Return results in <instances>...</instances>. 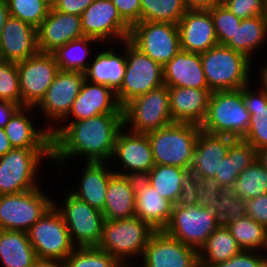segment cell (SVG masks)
Segmentation results:
<instances>
[{"label":"cell","instance_id":"6da1fadb","mask_svg":"<svg viewBox=\"0 0 267 267\" xmlns=\"http://www.w3.org/2000/svg\"><path fill=\"white\" fill-rule=\"evenodd\" d=\"M124 127L123 114H100L72 121L64 127H49L52 138V160L57 164L77 155L86 162H108L112 159L116 137Z\"/></svg>","mask_w":267,"mask_h":267},{"label":"cell","instance_id":"7a4b0ae2","mask_svg":"<svg viewBox=\"0 0 267 267\" xmlns=\"http://www.w3.org/2000/svg\"><path fill=\"white\" fill-rule=\"evenodd\" d=\"M250 116L243 100V87L240 90L212 91L200 128L208 134L242 139L247 134Z\"/></svg>","mask_w":267,"mask_h":267},{"label":"cell","instance_id":"3957f363","mask_svg":"<svg viewBox=\"0 0 267 267\" xmlns=\"http://www.w3.org/2000/svg\"><path fill=\"white\" fill-rule=\"evenodd\" d=\"M200 56L211 91L240 90L250 84L251 60L242 53L225 45H217Z\"/></svg>","mask_w":267,"mask_h":267},{"label":"cell","instance_id":"277c9868","mask_svg":"<svg viewBox=\"0 0 267 267\" xmlns=\"http://www.w3.org/2000/svg\"><path fill=\"white\" fill-rule=\"evenodd\" d=\"M200 131L199 125L173 122L148 132L154 163L189 170Z\"/></svg>","mask_w":267,"mask_h":267},{"label":"cell","instance_id":"5b68a950","mask_svg":"<svg viewBox=\"0 0 267 267\" xmlns=\"http://www.w3.org/2000/svg\"><path fill=\"white\" fill-rule=\"evenodd\" d=\"M155 230L140 218L104 220L101 239L97 248L110 253L123 267L130 257H142L145 247ZM126 259V260H125Z\"/></svg>","mask_w":267,"mask_h":267},{"label":"cell","instance_id":"8992f818","mask_svg":"<svg viewBox=\"0 0 267 267\" xmlns=\"http://www.w3.org/2000/svg\"><path fill=\"white\" fill-rule=\"evenodd\" d=\"M52 160V148H13L0 157V195L35 189L41 158Z\"/></svg>","mask_w":267,"mask_h":267},{"label":"cell","instance_id":"52a82bcc","mask_svg":"<svg viewBox=\"0 0 267 267\" xmlns=\"http://www.w3.org/2000/svg\"><path fill=\"white\" fill-rule=\"evenodd\" d=\"M164 85L163 67L126 40V67L116 97L123 108L134 98Z\"/></svg>","mask_w":267,"mask_h":267},{"label":"cell","instance_id":"ba28073f","mask_svg":"<svg viewBox=\"0 0 267 267\" xmlns=\"http://www.w3.org/2000/svg\"><path fill=\"white\" fill-rule=\"evenodd\" d=\"M122 109L124 128L131 124L129 131L134 133L147 134L173 123L165 84L134 98Z\"/></svg>","mask_w":267,"mask_h":267},{"label":"cell","instance_id":"9c48e42d","mask_svg":"<svg viewBox=\"0 0 267 267\" xmlns=\"http://www.w3.org/2000/svg\"><path fill=\"white\" fill-rule=\"evenodd\" d=\"M27 233L38 259L65 260L76 249L64 218L54 205Z\"/></svg>","mask_w":267,"mask_h":267},{"label":"cell","instance_id":"30bf717a","mask_svg":"<svg viewBox=\"0 0 267 267\" xmlns=\"http://www.w3.org/2000/svg\"><path fill=\"white\" fill-rule=\"evenodd\" d=\"M53 205L54 201L40 187L0 195V230L28 232Z\"/></svg>","mask_w":267,"mask_h":267},{"label":"cell","instance_id":"8fae6325","mask_svg":"<svg viewBox=\"0 0 267 267\" xmlns=\"http://www.w3.org/2000/svg\"><path fill=\"white\" fill-rule=\"evenodd\" d=\"M128 40L162 67L180 50L177 24L167 22H138L130 27Z\"/></svg>","mask_w":267,"mask_h":267},{"label":"cell","instance_id":"7c38bea8","mask_svg":"<svg viewBox=\"0 0 267 267\" xmlns=\"http://www.w3.org/2000/svg\"><path fill=\"white\" fill-rule=\"evenodd\" d=\"M219 226V219L211 209L197 205L194 207L174 206L171 220L164 231L183 244L199 251Z\"/></svg>","mask_w":267,"mask_h":267},{"label":"cell","instance_id":"4fadbf2b","mask_svg":"<svg viewBox=\"0 0 267 267\" xmlns=\"http://www.w3.org/2000/svg\"><path fill=\"white\" fill-rule=\"evenodd\" d=\"M64 206L55 208L62 214L71 240L78 247H97L101 239L104 215L70 191L65 195Z\"/></svg>","mask_w":267,"mask_h":267},{"label":"cell","instance_id":"5bb4252c","mask_svg":"<svg viewBox=\"0 0 267 267\" xmlns=\"http://www.w3.org/2000/svg\"><path fill=\"white\" fill-rule=\"evenodd\" d=\"M22 107H35L45 96L59 71L52 53L38 52L31 58L17 63Z\"/></svg>","mask_w":267,"mask_h":267},{"label":"cell","instance_id":"9a60e30c","mask_svg":"<svg viewBox=\"0 0 267 267\" xmlns=\"http://www.w3.org/2000/svg\"><path fill=\"white\" fill-rule=\"evenodd\" d=\"M81 28L84 36L100 42L108 40L111 43L113 37L122 42L130 33V26L121 18L111 0H94L81 14Z\"/></svg>","mask_w":267,"mask_h":267},{"label":"cell","instance_id":"2e32d148","mask_svg":"<svg viewBox=\"0 0 267 267\" xmlns=\"http://www.w3.org/2000/svg\"><path fill=\"white\" fill-rule=\"evenodd\" d=\"M84 81L85 74L82 72L59 70L45 96L35 107H39L49 122L53 119L55 123H63Z\"/></svg>","mask_w":267,"mask_h":267},{"label":"cell","instance_id":"e0dca14e","mask_svg":"<svg viewBox=\"0 0 267 267\" xmlns=\"http://www.w3.org/2000/svg\"><path fill=\"white\" fill-rule=\"evenodd\" d=\"M142 257L144 267H199L198 251L164 230L154 232Z\"/></svg>","mask_w":267,"mask_h":267},{"label":"cell","instance_id":"ac0fdd59","mask_svg":"<svg viewBox=\"0 0 267 267\" xmlns=\"http://www.w3.org/2000/svg\"><path fill=\"white\" fill-rule=\"evenodd\" d=\"M123 129L124 127L116 137L115 149L111 160L118 158L124 172H114L136 178H144L155 166L150 141L147 134L134 133L132 131L125 133Z\"/></svg>","mask_w":267,"mask_h":267},{"label":"cell","instance_id":"d6986e66","mask_svg":"<svg viewBox=\"0 0 267 267\" xmlns=\"http://www.w3.org/2000/svg\"><path fill=\"white\" fill-rule=\"evenodd\" d=\"M181 50L203 53L219 45L207 8L188 9L178 22Z\"/></svg>","mask_w":267,"mask_h":267},{"label":"cell","instance_id":"ffe728a7","mask_svg":"<svg viewBox=\"0 0 267 267\" xmlns=\"http://www.w3.org/2000/svg\"><path fill=\"white\" fill-rule=\"evenodd\" d=\"M81 16L50 9L37 28V46L41 53H52L58 47L83 37Z\"/></svg>","mask_w":267,"mask_h":267},{"label":"cell","instance_id":"44dd1931","mask_svg":"<svg viewBox=\"0 0 267 267\" xmlns=\"http://www.w3.org/2000/svg\"><path fill=\"white\" fill-rule=\"evenodd\" d=\"M38 52L37 29L9 16L0 35V59L18 63Z\"/></svg>","mask_w":267,"mask_h":267},{"label":"cell","instance_id":"7402d4cb","mask_svg":"<svg viewBox=\"0 0 267 267\" xmlns=\"http://www.w3.org/2000/svg\"><path fill=\"white\" fill-rule=\"evenodd\" d=\"M100 114H123V109L113 89L85 79L67 117L73 116L75 120L72 122Z\"/></svg>","mask_w":267,"mask_h":267},{"label":"cell","instance_id":"603a6c76","mask_svg":"<svg viewBox=\"0 0 267 267\" xmlns=\"http://www.w3.org/2000/svg\"><path fill=\"white\" fill-rule=\"evenodd\" d=\"M235 138L230 136L199 133L189 171L197 178L215 177L219 174L220 162L227 155Z\"/></svg>","mask_w":267,"mask_h":267},{"label":"cell","instance_id":"cb8c5ba5","mask_svg":"<svg viewBox=\"0 0 267 267\" xmlns=\"http://www.w3.org/2000/svg\"><path fill=\"white\" fill-rule=\"evenodd\" d=\"M174 204L162 197L144 178H136L135 216L149 224L155 231L169 224Z\"/></svg>","mask_w":267,"mask_h":267},{"label":"cell","instance_id":"d4e9b609","mask_svg":"<svg viewBox=\"0 0 267 267\" xmlns=\"http://www.w3.org/2000/svg\"><path fill=\"white\" fill-rule=\"evenodd\" d=\"M171 118L173 122L201 126L207 111L210 89L168 87Z\"/></svg>","mask_w":267,"mask_h":267},{"label":"cell","instance_id":"484cf974","mask_svg":"<svg viewBox=\"0 0 267 267\" xmlns=\"http://www.w3.org/2000/svg\"><path fill=\"white\" fill-rule=\"evenodd\" d=\"M163 81L167 87L209 89L200 53L180 50L163 66Z\"/></svg>","mask_w":267,"mask_h":267},{"label":"cell","instance_id":"4316f807","mask_svg":"<svg viewBox=\"0 0 267 267\" xmlns=\"http://www.w3.org/2000/svg\"><path fill=\"white\" fill-rule=\"evenodd\" d=\"M135 190L136 177L114 173L107 187L104 219L115 221L135 216Z\"/></svg>","mask_w":267,"mask_h":267},{"label":"cell","instance_id":"83f0119b","mask_svg":"<svg viewBox=\"0 0 267 267\" xmlns=\"http://www.w3.org/2000/svg\"><path fill=\"white\" fill-rule=\"evenodd\" d=\"M33 106L19 107L3 128L13 148H52L51 132L35 127L28 119L27 111ZM26 114V115H25Z\"/></svg>","mask_w":267,"mask_h":267},{"label":"cell","instance_id":"f1b7e54d","mask_svg":"<svg viewBox=\"0 0 267 267\" xmlns=\"http://www.w3.org/2000/svg\"><path fill=\"white\" fill-rule=\"evenodd\" d=\"M104 162H86L84 173L78 186L80 189L70 191L77 198L91 207L103 211L110 177L115 173L105 168Z\"/></svg>","mask_w":267,"mask_h":267},{"label":"cell","instance_id":"f546056e","mask_svg":"<svg viewBox=\"0 0 267 267\" xmlns=\"http://www.w3.org/2000/svg\"><path fill=\"white\" fill-rule=\"evenodd\" d=\"M124 55H116L114 50L109 49L99 52L93 63H89L85 79L96 84L107 85L115 92L120 88L126 67V40L122 41Z\"/></svg>","mask_w":267,"mask_h":267},{"label":"cell","instance_id":"4dcf8cb0","mask_svg":"<svg viewBox=\"0 0 267 267\" xmlns=\"http://www.w3.org/2000/svg\"><path fill=\"white\" fill-rule=\"evenodd\" d=\"M249 88L250 84L243 87V100L251 116L242 139L258 150L267 146V94L262 87L255 93Z\"/></svg>","mask_w":267,"mask_h":267},{"label":"cell","instance_id":"1f68e13d","mask_svg":"<svg viewBox=\"0 0 267 267\" xmlns=\"http://www.w3.org/2000/svg\"><path fill=\"white\" fill-rule=\"evenodd\" d=\"M37 260L27 232L0 230V261L3 267H34Z\"/></svg>","mask_w":267,"mask_h":267},{"label":"cell","instance_id":"d6a6232c","mask_svg":"<svg viewBox=\"0 0 267 267\" xmlns=\"http://www.w3.org/2000/svg\"><path fill=\"white\" fill-rule=\"evenodd\" d=\"M257 158V150L243 139H235L227 155L220 162L216 180L224 189H231L238 175L248 168Z\"/></svg>","mask_w":267,"mask_h":267},{"label":"cell","instance_id":"836d02e7","mask_svg":"<svg viewBox=\"0 0 267 267\" xmlns=\"http://www.w3.org/2000/svg\"><path fill=\"white\" fill-rule=\"evenodd\" d=\"M242 249L227 226H220L198 251L199 267H212L239 254Z\"/></svg>","mask_w":267,"mask_h":267},{"label":"cell","instance_id":"e575fe53","mask_svg":"<svg viewBox=\"0 0 267 267\" xmlns=\"http://www.w3.org/2000/svg\"><path fill=\"white\" fill-rule=\"evenodd\" d=\"M267 38V15L242 19L234 36L225 45L252 60V53L262 46Z\"/></svg>","mask_w":267,"mask_h":267},{"label":"cell","instance_id":"d590c367","mask_svg":"<svg viewBox=\"0 0 267 267\" xmlns=\"http://www.w3.org/2000/svg\"><path fill=\"white\" fill-rule=\"evenodd\" d=\"M190 171L177 166L158 165L144 177L157 192L173 204L181 191V182Z\"/></svg>","mask_w":267,"mask_h":267},{"label":"cell","instance_id":"8d00e7d4","mask_svg":"<svg viewBox=\"0 0 267 267\" xmlns=\"http://www.w3.org/2000/svg\"><path fill=\"white\" fill-rule=\"evenodd\" d=\"M93 42L97 43L100 41L83 36L58 47L52 54L59 70L85 73L89 66V63L86 61V57L89 54L88 46L89 43L92 44Z\"/></svg>","mask_w":267,"mask_h":267},{"label":"cell","instance_id":"74e56055","mask_svg":"<svg viewBox=\"0 0 267 267\" xmlns=\"http://www.w3.org/2000/svg\"><path fill=\"white\" fill-rule=\"evenodd\" d=\"M227 227L242 250L267 249V229L251 217L247 215L239 217Z\"/></svg>","mask_w":267,"mask_h":267},{"label":"cell","instance_id":"f35d334b","mask_svg":"<svg viewBox=\"0 0 267 267\" xmlns=\"http://www.w3.org/2000/svg\"><path fill=\"white\" fill-rule=\"evenodd\" d=\"M231 190L244 201L266 194L267 170L256 159L238 175Z\"/></svg>","mask_w":267,"mask_h":267},{"label":"cell","instance_id":"ab89813d","mask_svg":"<svg viewBox=\"0 0 267 267\" xmlns=\"http://www.w3.org/2000/svg\"><path fill=\"white\" fill-rule=\"evenodd\" d=\"M140 22H167L178 24L188 10L183 0H140Z\"/></svg>","mask_w":267,"mask_h":267},{"label":"cell","instance_id":"60d3db41","mask_svg":"<svg viewBox=\"0 0 267 267\" xmlns=\"http://www.w3.org/2000/svg\"><path fill=\"white\" fill-rule=\"evenodd\" d=\"M9 16L38 28L48 16L51 7L45 0H6Z\"/></svg>","mask_w":267,"mask_h":267},{"label":"cell","instance_id":"b9f144b4","mask_svg":"<svg viewBox=\"0 0 267 267\" xmlns=\"http://www.w3.org/2000/svg\"><path fill=\"white\" fill-rule=\"evenodd\" d=\"M64 261L66 267H123L110 253L97 247H76Z\"/></svg>","mask_w":267,"mask_h":267},{"label":"cell","instance_id":"7bdbcfd3","mask_svg":"<svg viewBox=\"0 0 267 267\" xmlns=\"http://www.w3.org/2000/svg\"><path fill=\"white\" fill-rule=\"evenodd\" d=\"M212 16L219 45H226L234 36L241 19L230 12L222 3L207 8Z\"/></svg>","mask_w":267,"mask_h":267},{"label":"cell","instance_id":"ee69618b","mask_svg":"<svg viewBox=\"0 0 267 267\" xmlns=\"http://www.w3.org/2000/svg\"><path fill=\"white\" fill-rule=\"evenodd\" d=\"M0 101L12 102L22 107L17 63L0 59Z\"/></svg>","mask_w":267,"mask_h":267},{"label":"cell","instance_id":"f6af8a7d","mask_svg":"<svg viewBox=\"0 0 267 267\" xmlns=\"http://www.w3.org/2000/svg\"><path fill=\"white\" fill-rule=\"evenodd\" d=\"M245 201L233 194L231 189H224L217 199L216 209L213 210L219 223L227 226L237 218L245 216Z\"/></svg>","mask_w":267,"mask_h":267},{"label":"cell","instance_id":"bcb514c9","mask_svg":"<svg viewBox=\"0 0 267 267\" xmlns=\"http://www.w3.org/2000/svg\"><path fill=\"white\" fill-rule=\"evenodd\" d=\"M196 183L197 206L211 209H216L217 199H219L224 188L216 180L215 177L199 178Z\"/></svg>","mask_w":267,"mask_h":267},{"label":"cell","instance_id":"7dc6e473","mask_svg":"<svg viewBox=\"0 0 267 267\" xmlns=\"http://www.w3.org/2000/svg\"><path fill=\"white\" fill-rule=\"evenodd\" d=\"M221 3L241 20L267 15V0H223Z\"/></svg>","mask_w":267,"mask_h":267},{"label":"cell","instance_id":"c3c4849f","mask_svg":"<svg viewBox=\"0 0 267 267\" xmlns=\"http://www.w3.org/2000/svg\"><path fill=\"white\" fill-rule=\"evenodd\" d=\"M198 181L191 172L183 178L181 191L174 202V206L194 207L197 205L196 183Z\"/></svg>","mask_w":267,"mask_h":267},{"label":"cell","instance_id":"681fc988","mask_svg":"<svg viewBox=\"0 0 267 267\" xmlns=\"http://www.w3.org/2000/svg\"><path fill=\"white\" fill-rule=\"evenodd\" d=\"M257 251L242 250L225 262L218 263L212 267H261L264 256Z\"/></svg>","mask_w":267,"mask_h":267},{"label":"cell","instance_id":"f907efd6","mask_svg":"<svg viewBox=\"0 0 267 267\" xmlns=\"http://www.w3.org/2000/svg\"><path fill=\"white\" fill-rule=\"evenodd\" d=\"M117 8L121 18L131 27L140 22L141 1L140 0H111Z\"/></svg>","mask_w":267,"mask_h":267},{"label":"cell","instance_id":"816d5d0a","mask_svg":"<svg viewBox=\"0 0 267 267\" xmlns=\"http://www.w3.org/2000/svg\"><path fill=\"white\" fill-rule=\"evenodd\" d=\"M246 215L267 229V193L245 201Z\"/></svg>","mask_w":267,"mask_h":267},{"label":"cell","instance_id":"f5cc1de1","mask_svg":"<svg viewBox=\"0 0 267 267\" xmlns=\"http://www.w3.org/2000/svg\"><path fill=\"white\" fill-rule=\"evenodd\" d=\"M93 1L94 0H59L53 9L62 13L81 16L82 12H84Z\"/></svg>","mask_w":267,"mask_h":267},{"label":"cell","instance_id":"db71d44e","mask_svg":"<svg viewBox=\"0 0 267 267\" xmlns=\"http://www.w3.org/2000/svg\"><path fill=\"white\" fill-rule=\"evenodd\" d=\"M18 108L19 106L12 102L0 101V128L5 127L10 117Z\"/></svg>","mask_w":267,"mask_h":267},{"label":"cell","instance_id":"11a10c76","mask_svg":"<svg viewBox=\"0 0 267 267\" xmlns=\"http://www.w3.org/2000/svg\"><path fill=\"white\" fill-rule=\"evenodd\" d=\"M223 0H183L188 9L209 8L212 4L221 3Z\"/></svg>","mask_w":267,"mask_h":267},{"label":"cell","instance_id":"9f6ffc18","mask_svg":"<svg viewBox=\"0 0 267 267\" xmlns=\"http://www.w3.org/2000/svg\"><path fill=\"white\" fill-rule=\"evenodd\" d=\"M12 149L13 147L11 146L4 129L0 128V157L4 156Z\"/></svg>","mask_w":267,"mask_h":267},{"label":"cell","instance_id":"6f0895ef","mask_svg":"<svg viewBox=\"0 0 267 267\" xmlns=\"http://www.w3.org/2000/svg\"><path fill=\"white\" fill-rule=\"evenodd\" d=\"M34 267H66L64 260L38 259Z\"/></svg>","mask_w":267,"mask_h":267},{"label":"cell","instance_id":"680465c9","mask_svg":"<svg viewBox=\"0 0 267 267\" xmlns=\"http://www.w3.org/2000/svg\"><path fill=\"white\" fill-rule=\"evenodd\" d=\"M9 17L8 4L6 0H0V35L5 25L6 19Z\"/></svg>","mask_w":267,"mask_h":267},{"label":"cell","instance_id":"91938a15","mask_svg":"<svg viewBox=\"0 0 267 267\" xmlns=\"http://www.w3.org/2000/svg\"><path fill=\"white\" fill-rule=\"evenodd\" d=\"M256 159L267 170V146L257 150Z\"/></svg>","mask_w":267,"mask_h":267},{"label":"cell","instance_id":"94428289","mask_svg":"<svg viewBox=\"0 0 267 267\" xmlns=\"http://www.w3.org/2000/svg\"><path fill=\"white\" fill-rule=\"evenodd\" d=\"M260 80L262 82L261 87L265 90L266 94H267V64L264 65L263 69L260 70Z\"/></svg>","mask_w":267,"mask_h":267},{"label":"cell","instance_id":"6125c7cd","mask_svg":"<svg viewBox=\"0 0 267 267\" xmlns=\"http://www.w3.org/2000/svg\"><path fill=\"white\" fill-rule=\"evenodd\" d=\"M46 3L53 8L55 6V4L59 1V0H45Z\"/></svg>","mask_w":267,"mask_h":267},{"label":"cell","instance_id":"be15d7a7","mask_svg":"<svg viewBox=\"0 0 267 267\" xmlns=\"http://www.w3.org/2000/svg\"><path fill=\"white\" fill-rule=\"evenodd\" d=\"M261 267H267V257L265 256V254H264V260H263Z\"/></svg>","mask_w":267,"mask_h":267}]
</instances>
